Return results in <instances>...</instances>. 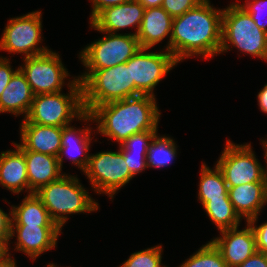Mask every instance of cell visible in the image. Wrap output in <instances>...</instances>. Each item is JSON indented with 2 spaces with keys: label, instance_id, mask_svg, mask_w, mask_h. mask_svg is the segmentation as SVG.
Masks as SVG:
<instances>
[{
  "label": "cell",
  "instance_id": "cell-1",
  "mask_svg": "<svg viewBox=\"0 0 267 267\" xmlns=\"http://www.w3.org/2000/svg\"><path fill=\"white\" fill-rule=\"evenodd\" d=\"M223 9L213 8L210 0L173 18L171 36L165 50L180 63L192 56L213 58L220 54Z\"/></svg>",
  "mask_w": 267,
  "mask_h": 267
},
{
  "label": "cell",
  "instance_id": "cell-2",
  "mask_svg": "<svg viewBox=\"0 0 267 267\" xmlns=\"http://www.w3.org/2000/svg\"><path fill=\"white\" fill-rule=\"evenodd\" d=\"M156 97L140 94L97 106L92 112L96 133L120 145L133 134L158 131L161 116Z\"/></svg>",
  "mask_w": 267,
  "mask_h": 267
},
{
  "label": "cell",
  "instance_id": "cell-3",
  "mask_svg": "<svg viewBox=\"0 0 267 267\" xmlns=\"http://www.w3.org/2000/svg\"><path fill=\"white\" fill-rule=\"evenodd\" d=\"M69 93L40 94L33 98L26 116L30 123L63 127L76 118L80 121L94 122L92 114L83 108L82 84L75 76L67 83Z\"/></svg>",
  "mask_w": 267,
  "mask_h": 267
},
{
  "label": "cell",
  "instance_id": "cell-4",
  "mask_svg": "<svg viewBox=\"0 0 267 267\" xmlns=\"http://www.w3.org/2000/svg\"><path fill=\"white\" fill-rule=\"evenodd\" d=\"M77 76L82 84L83 108L91 113L97 106L136 96L130 65L121 63L105 69H86Z\"/></svg>",
  "mask_w": 267,
  "mask_h": 267
},
{
  "label": "cell",
  "instance_id": "cell-5",
  "mask_svg": "<svg viewBox=\"0 0 267 267\" xmlns=\"http://www.w3.org/2000/svg\"><path fill=\"white\" fill-rule=\"evenodd\" d=\"M35 194L61 229L68 215L99 210L98 202L89 195L75 175L63 174L59 179L42 186Z\"/></svg>",
  "mask_w": 267,
  "mask_h": 267
},
{
  "label": "cell",
  "instance_id": "cell-6",
  "mask_svg": "<svg viewBox=\"0 0 267 267\" xmlns=\"http://www.w3.org/2000/svg\"><path fill=\"white\" fill-rule=\"evenodd\" d=\"M230 46L243 54L267 61V33L255 24L251 15L237 2L224 8L222 15L220 53L232 50Z\"/></svg>",
  "mask_w": 267,
  "mask_h": 267
},
{
  "label": "cell",
  "instance_id": "cell-7",
  "mask_svg": "<svg viewBox=\"0 0 267 267\" xmlns=\"http://www.w3.org/2000/svg\"><path fill=\"white\" fill-rule=\"evenodd\" d=\"M101 33L106 36L86 45L79 53L86 69H105L126 63L141 48L135 33Z\"/></svg>",
  "mask_w": 267,
  "mask_h": 267
},
{
  "label": "cell",
  "instance_id": "cell-8",
  "mask_svg": "<svg viewBox=\"0 0 267 267\" xmlns=\"http://www.w3.org/2000/svg\"><path fill=\"white\" fill-rule=\"evenodd\" d=\"M251 144H234L229 139L216 165L228 187L247 183H265V167L256 158Z\"/></svg>",
  "mask_w": 267,
  "mask_h": 267
},
{
  "label": "cell",
  "instance_id": "cell-9",
  "mask_svg": "<svg viewBox=\"0 0 267 267\" xmlns=\"http://www.w3.org/2000/svg\"><path fill=\"white\" fill-rule=\"evenodd\" d=\"M84 173L91 182L94 192L100 195L107 194L110 199H113L117 191L134 178L120 148L117 152L101 151L90 154L89 164Z\"/></svg>",
  "mask_w": 267,
  "mask_h": 267
},
{
  "label": "cell",
  "instance_id": "cell-10",
  "mask_svg": "<svg viewBox=\"0 0 267 267\" xmlns=\"http://www.w3.org/2000/svg\"><path fill=\"white\" fill-rule=\"evenodd\" d=\"M41 16V11L36 10L11 18L2 33L0 50L11 54H24V58L49 52L51 49L48 47H39V43L41 44L43 40Z\"/></svg>",
  "mask_w": 267,
  "mask_h": 267
},
{
  "label": "cell",
  "instance_id": "cell-11",
  "mask_svg": "<svg viewBox=\"0 0 267 267\" xmlns=\"http://www.w3.org/2000/svg\"><path fill=\"white\" fill-rule=\"evenodd\" d=\"M149 51V48H140L126 61L127 65H130L131 81L135 83L136 96H155V87L179 63L167 50Z\"/></svg>",
  "mask_w": 267,
  "mask_h": 267
},
{
  "label": "cell",
  "instance_id": "cell-12",
  "mask_svg": "<svg viewBox=\"0 0 267 267\" xmlns=\"http://www.w3.org/2000/svg\"><path fill=\"white\" fill-rule=\"evenodd\" d=\"M23 61L24 65L19 68L25 74L34 96L61 92L64 80L70 76L60 55L52 50L23 58Z\"/></svg>",
  "mask_w": 267,
  "mask_h": 267
},
{
  "label": "cell",
  "instance_id": "cell-13",
  "mask_svg": "<svg viewBox=\"0 0 267 267\" xmlns=\"http://www.w3.org/2000/svg\"><path fill=\"white\" fill-rule=\"evenodd\" d=\"M220 235L211 241L221 252L228 267L242 264L257 252L255 234L248 222L242 230L239 227L225 229L220 231Z\"/></svg>",
  "mask_w": 267,
  "mask_h": 267
},
{
  "label": "cell",
  "instance_id": "cell-14",
  "mask_svg": "<svg viewBox=\"0 0 267 267\" xmlns=\"http://www.w3.org/2000/svg\"><path fill=\"white\" fill-rule=\"evenodd\" d=\"M145 8L137 0H129L120 5L111 6L100 11L89 23L99 32L117 33L126 28H136L137 35Z\"/></svg>",
  "mask_w": 267,
  "mask_h": 267
},
{
  "label": "cell",
  "instance_id": "cell-15",
  "mask_svg": "<svg viewBox=\"0 0 267 267\" xmlns=\"http://www.w3.org/2000/svg\"><path fill=\"white\" fill-rule=\"evenodd\" d=\"M59 226H11V239L16 234L15 250L26 254L33 261L56 247L61 234Z\"/></svg>",
  "mask_w": 267,
  "mask_h": 267
},
{
  "label": "cell",
  "instance_id": "cell-16",
  "mask_svg": "<svg viewBox=\"0 0 267 267\" xmlns=\"http://www.w3.org/2000/svg\"><path fill=\"white\" fill-rule=\"evenodd\" d=\"M62 127L30 123L26 119L20 124L21 143L16 145L21 151H33L58 157L62 146Z\"/></svg>",
  "mask_w": 267,
  "mask_h": 267
},
{
  "label": "cell",
  "instance_id": "cell-17",
  "mask_svg": "<svg viewBox=\"0 0 267 267\" xmlns=\"http://www.w3.org/2000/svg\"><path fill=\"white\" fill-rule=\"evenodd\" d=\"M88 126L83 127V129L74 128L70 124L62 127V146L57 157L61 169L65 155L69 156L72 164L78 166L83 173L87 169L90 159L88 153L93 139L91 137L93 128H90V124Z\"/></svg>",
  "mask_w": 267,
  "mask_h": 267
},
{
  "label": "cell",
  "instance_id": "cell-18",
  "mask_svg": "<svg viewBox=\"0 0 267 267\" xmlns=\"http://www.w3.org/2000/svg\"><path fill=\"white\" fill-rule=\"evenodd\" d=\"M230 201L241 219L249 220L260 215L267 204L265 183H247L228 187Z\"/></svg>",
  "mask_w": 267,
  "mask_h": 267
},
{
  "label": "cell",
  "instance_id": "cell-19",
  "mask_svg": "<svg viewBox=\"0 0 267 267\" xmlns=\"http://www.w3.org/2000/svg\"><path fill=\"white\" fill-rule=\"evenodd\" d=\"M22 152L27 166L28 195L63 175L57 157L33 151Z\"/></svg>",
  "mask_w": 267,
  "mask_h": 267
},
{
  "label": "cell",
  "instance_id": "cell-20",
  "mask_svg": "<svg viewBox=\"0 0 267 267\" xmlns=\"http://www.w3.org/2000/svg\"><path fill=\"white\" fill-rule=\"evenodd\" d=\"M34 98L25 74L19 68L3 90L0 97V113H11L26 118Z\"/></svg>",
  "mask_w": 267,
  "mask_h": 267
},
{
  "label": "cell",
  "instance_id": "cell-21",
  "mask_svg": "<svg viewBox=\"0 0 267 267\" xmlns=\"http://www.w3.org/2000/svg\"><path fill=\"white\" fill-rule=\"evenodd\" d=\"M0 153V184L14 194L28 192L27 166L24 153L16 146Z\"/></svg>",
  "mask_w": 267,
  "mask_h": 267
},
{
  "label": "cell",
  "instance_id": "cell-22",
  "mask_svg": "<svg viewBox=\"0 0 267 267\" xmlns=\"http://www.w3.org/2000/svg\"><path fill=\"white\" fill-rule=\"evenodd\" d=\"M173 17L161 6L145 9L140 29L136 35L141 48H153L166 36H171Z\"/></svg>",
  "mask_w": 267,
  "mask_h": 267
},
{
  "label": "cell",
  "instance_id": "cell-23",
  "mask_svg": "<svg viewBox=\"0 0 267 267\" xmlns=\"http://www.w3.org/2000/svg\"><path fill=\"white\" fill-rule=\"evenodd\" d=\"M11 207V226H58L35 193L25 195L20 205Z\"/></svg>",
  "mask_w": 267,
  "mask_h": 267
},
{
  "label": "cell",
  "instance_id": "cell-24",
  "mask_svg": "<svg viewBox=\"0 0 267 267\" xmlns=\"http://www.w3.org/2000/svg\"><path fill=\"white\" fill-rule=\"evenodd\" d=\"M157 134V131L133 134L119 145L127 167L134 177L147 169L148 149Z\"/></svg>",
  "mask_w": 267,
  "mask_h": 267
},
{
  "label": "cell",
  "instance_id": "cell-25",
  "mask_svg": "<svg viewBox=\"0 0 267 267\" xmlns=\"http://www.w3.org/2000/svg\"><path fill=\"white\" fill-rule=\"evenodd\" d=\"M200 171L198 200L202 206L210 199H230L227 183L216 164L214 169H211L202 163Z\"/></svg>",
  "mask_w": 267,
  "mask_h": 267
},
{
  "label": "cell",
  "instance_id": "cell-26",
  "mask_svg": "<svg viewBox=\"0 0 267 267\" xmlns=\"http://www.w3.org/2000/svg\"><path fill=\"white\" fill-rule=\"evenodd\" d=\"M203 208L219 231L240 226L241 218L230 199H210Z\"/></svg>",
  "mask_w": 267,
  "mask_h": 267
},
{
  "label": "cell",
  "instance_id": "cell-27",
  "mask_svg": "<svg viewBox=\"0 0 267 267\" xmlns=\"http://www.w3.org/2000/svg\"><path fill=\"white\" fill-rule=\"evenodd\" d=\"M177 144L171 137L155 136L147 153V168L167 167L177 156Z\"/></svg>",
  "mask_w": 267,
  "mask_h": 267
},
{
  "label": "cell",
  "instance_id": "cell-28",
  "mask_svg": "<svg viewBox=\"0 0 267 267\" xmlns=\"http://www.w3.org/2000/svg\"><path fill=\"white\" fill-rule=\"evenodd\" d=\"M179 267H228L223 260L219 249L208 241L207 244L202 245L196 253L191 255Z\"/></svg>",
  "mask_w": 267,
  "mask_h": 267
},
{
  "label": "cell",
  "instance_id": "cell-29",
  "mask_svg": "<svg viewBox=\"0 0 267 267\" xmlns=\"http://www.w3.org/2000/svg\"><path fill=\"white\" fill-rule=\"evenodd\" d=\"M157 245L145 250L132 253L129 258L123 262L122 267H167L162 265V248Z\"/></svg>",
  "mask_w": 267,
  "mask_h": 267
},
{
  "label": "cell",
  "instance_id": "cell-30",
  "mask_svg": "<svg viewBox=\"0 0 267 267\" xmlns=\"http://www.w3.org/2000/svg\"><path fill=\"white\" fill-rule=\"evenodd\" d=\"M239 5L251 15L255 24L267 33V22H263L261 18L263 12H267V0H246L244 4L239 3Z\"/></svg>",
  "mask_w": 267,
  "mask_h": 267
},
{
  "label": "cell",
  "instance_id": "cell-31",
  "mask_svg": "<svg viewBox=\"0 0 267 267\" xmlns=\"http://www.w3.org/2000/svg\"><path fill=\"white\" fill-rule=\"evenodd\" d=\"M204 0H163L161 7L171 16L177 17L183 15L200 5Z\"/></svg>",
  "mask_w": 267,
  "mask_h": 267
},
{
  "label": "cell",
  "instance_id": "cell-32",
  "mask_svg": "<svg viewBox=\"0 0 267 267\" xmlns=\"http://www.w3.org/2000/svg\"><path fill=\"white\" fill-rule=\"evenodd\" d=\"M258 218L259 217L256 216L249 220L248 223L251 225L255 234L257 252L267 254V222L257 226L255 223H257Z\"/></svg>",
  "mask_w": 267,
  "mask_h": 267
},
{
  "label": "cell",
  "instance_id": "cell-33",
  "mask_svg": "<svg viewBox=\"0 0 267 267\" xmlns=\"http://www.w3.org/2000/svg\"><path fill=\"white\" fill-rule=\"evenodd\" d=\"M11 221V209L8 214L0 208V242L6 247V254L10 249Z\"/></svg>",
  "mask_w": 267,
  "mask_h": 267
},
{
  "label": "cell",
  "instance_id": "cell-34",
  "mask_svg": "<svg viewBox=\"0 0 267 267\" xmlns=\"http://www.w3.org/2000/svg\"><path fill=\"white\" fill-rule=\"evenodd\" d=\"M10 62L9 58L0 56V97L14 73L19 69L18 67L13 70Z\"/></svg>",
  "mask_w": 267,
  "mask_h": 267
},
{
  "label": "cell",
  "instance_id": "cell-35",
  "mask_svg": "<svg viewBox=\"0 0 267 267\" xmlns=\"http://www.w3.org/2000/svg\"><path fill=\"white\" fill-rule=\"evenodd\" d=\"M92 3V11L90 15V21L103 9L111 6L120 5L129 0H90Z\"/></svg>",
  "mask_w": 267,
  "mask_h": 267
},
{
  "label": "cell",
  "instance_id": "cell-36",
  "mask_svg": "<svg viewBox=\"0 0 267 267\" xmlns=\"http://www.w3.org/2000/svg\"><path fill=\"white\" fill-rule=\"evenodd\" d=\"M236 267H267V254L256 252Z\"/></svg>",
  "mask_w": 267,
  "mask_h": 267
},
{
  "label": "cell",
  "instance_id": "cell-37",
  "mask_svg": "<svg viewBox=\"0 0 267 267\" xmlns=\"http://www.w3.org/2000/svg\"><path fill=\"white\" fill-rule=\"evenodd\" d=\"M257 98L259 109L267 114V84L260 90Z\"/></svg>",
  "mask_w": 267,
  "mask_h": 267
},
{
  "label": "cell",
  "instance_id": "cell-38",
  "mask_svg": "<svg viewBox=\"0 0 267 267\" xmlns=\"http://www.w3.org/2000/svg\"><path fill=\"white\" fill-rule=\"evenodd\" d=\"M145 9L160 7L163 0H137Z\"/></svg>",
  "mask_w": 267,
  "mask_h": 267
},
{
  "label": "cell",
  "instance_id": "cell-39",
  "mask_svg": "<svg viewBox=\"0 0 267 267\" xmlns=\"http://www.w3.org/2000/svg\"><path fill=\"white\" fill-rule=\"evenodd\" d=\"M11 252H8L6 256L0 261V267H17L16 259L11 257Z\"/></svg>",
  "mask_w": 267,
  "mask_h": 267
},
{
  "label": "cell",
  "instance_id": "cell-40",
  "mask_svg": "<svg viewBox=\"0 0 267 267\" xmlns=\"http://www.w3.org/2000/svg\"><path fill=\"white\" fill-rule=\"evenodd\" d=\"M261 143H262V146H263V149H264V156H265V162L267 164V140L265 139H261ZM267 166V165H266ZM265 185H266V192H267V167L265 168Z\"/></svg>",
  "mask_w": 267,
  "mask_h": 267
},
{
  "label": "cell",
  "instance_id": "cell-41",
  "mask_svg": "<svg viewBox=\"0 0 267 267\" xmlns=\"http://www.w3.org/2000/svg\"><path fill=\"white\" fill-rule=\"evenodd\" d=\"M6 256V247L0 242V261Z\"/></svg>",
  "mask_w": 267,
  "mask_h": 267
},
{
  "label": "cell",
  "instance_id": "cell-42",
  "mask_svg": "<svg viewBox=\"0 0 267 267\" xmlns=\"http://www.w3.org/2000/svg\"><path fill=\"white\" fill-rule=\"evenodd\" d=\"M47 267H58V266H56V264H54V263H50L47 265Z\"/></svg>",
  "mask_w": 267,
  "mask_h": 267
}]
</instances>
